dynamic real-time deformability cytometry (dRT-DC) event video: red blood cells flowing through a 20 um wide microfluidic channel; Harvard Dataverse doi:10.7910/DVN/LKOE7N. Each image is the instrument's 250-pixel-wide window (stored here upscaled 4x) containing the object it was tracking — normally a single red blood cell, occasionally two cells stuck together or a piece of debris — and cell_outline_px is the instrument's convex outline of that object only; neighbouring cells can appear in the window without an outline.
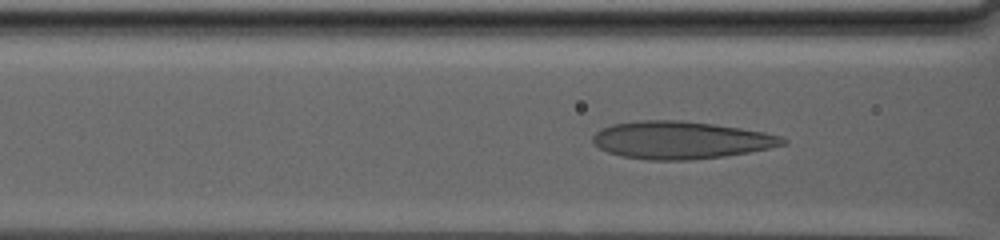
{"species": "human", "species_latin": "Homo sapiens", "temperature_condition": "warm", "stored_images_in_passage": 78, "camera_frame_rate_fps": 3000, "um_per_image_px": 0.085, "donor": {"sex": "male"}, "frame": {"image": 1, "passage_image": 30, "time_ms": 9.667, "image_size_px": [1000, 240], "cell_outline_px": [[788, 144], [748, 152], [724, 156], [688, 160], [648, 160], [620, 156], [608, 152], [600, 148], [592, 140], [592, 136], [600, 128], [612, 124], [636, 120], [680, 120], [712, 124], [740, 128], [764, 132], [780, 136], [788, 140]], "centroid_in_image_um": [57.84, 11.9], "position_along_channel_um": 108.8, "area_um2": 41.56}}
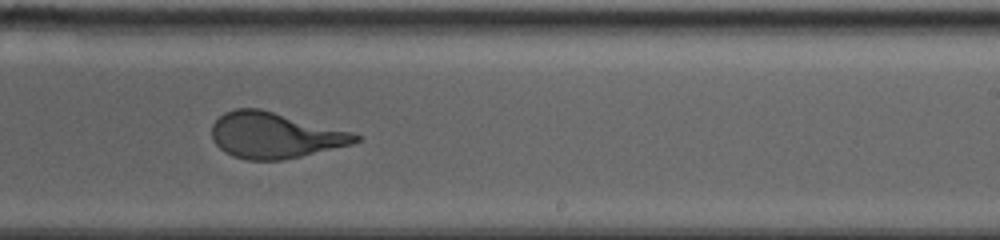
{"frame": {"image": 2, "passage_image": 49, "time_ms": 16.0, "image_size_px": [1000, 240], "cell_outline_px": [[360, 140], [352, 144], [284, 160], [248, 160], [232, 156], [224, 152], [212, 140], [212, 124], [224, 112], [236, 108], [260, 108], [352, 132], [360, 136]], "centroid_in_image_um": [23.32, 11.5], "position_along_channel_um": 265.7, "area_um2": 38.32}}
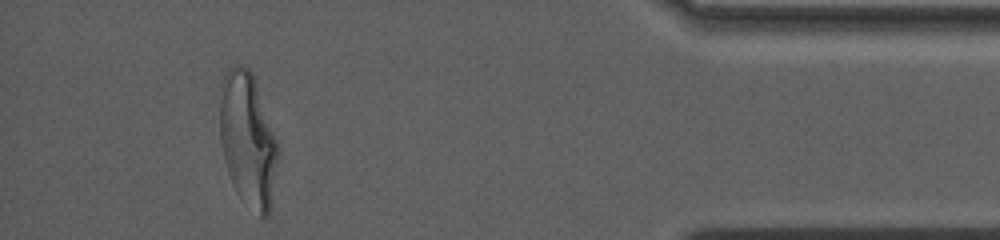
{"frame": {"image": 3, "passage_image": 72, "time_ms": 23.667, "image_size_px": [1000, 240], "cell_outline_px": [[276, 156], [268, 216], [260, 216], [236, 192], [232, 184], [224, 160], [220, 140], [220, 84], [228, 68], [232, 64], [248, 68], [252, 72], [276, 140]], "centroid_in_image_um": [21.0, 11.79], "position_along_channel_um": 414.2, "area_um2": 43.99}, "authors_computed_cell_mechanics": {"area_um2": 42.1073, "velocity_mm_per_s": 2.4783, "shape_relaxation_time_tau1_ms": 9.7401, "shape_relaxation_time_tau2_ms": null, "deformation_change_tau1": 0.2777, "deformation_change_tau2": null}}